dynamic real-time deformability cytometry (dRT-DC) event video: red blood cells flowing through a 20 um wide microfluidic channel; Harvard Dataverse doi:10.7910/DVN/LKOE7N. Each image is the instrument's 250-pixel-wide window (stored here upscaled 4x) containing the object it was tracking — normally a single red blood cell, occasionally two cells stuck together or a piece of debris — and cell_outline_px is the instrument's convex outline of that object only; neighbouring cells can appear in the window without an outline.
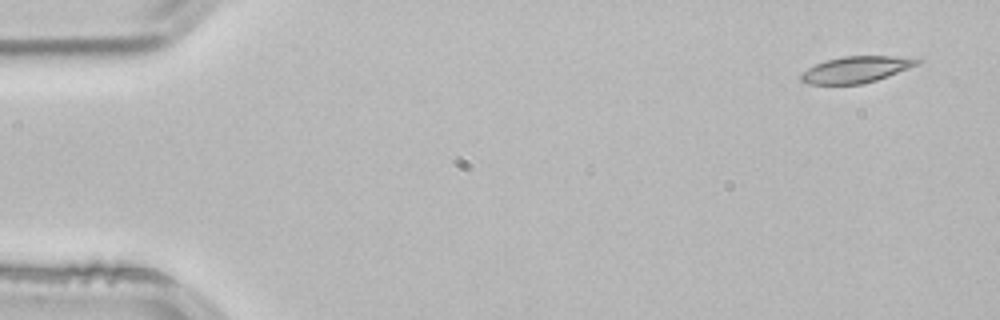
{"species": "common noctule bat (a hibernating species)", "species_latin": "Nyctalus noctula", "temperature_condition": "room temperature", "stored_images_in_passage": 3, "camera_frame_rate_fps": 3000, "um_per_image_px": 0.085, "animal": {"sex": "male", "body_mass_g": 21.5, "forearm_length_mm": 52.0}, "frame": {"image": 1, "passage_image": 1, "time_ms": 0.0, "image_size_px": [1000, 320], "cell_outline_px": [[924, 60], [920, 64], [876, 80], [860, 84], [808, 84], [800, 80], [800, 72], [824, 60], [844, 56], [888, 56]], "centroid_in_image_um": [72.72, 5.91], "position_along_channel_um": 12.3, "area_um2": 17.74}}
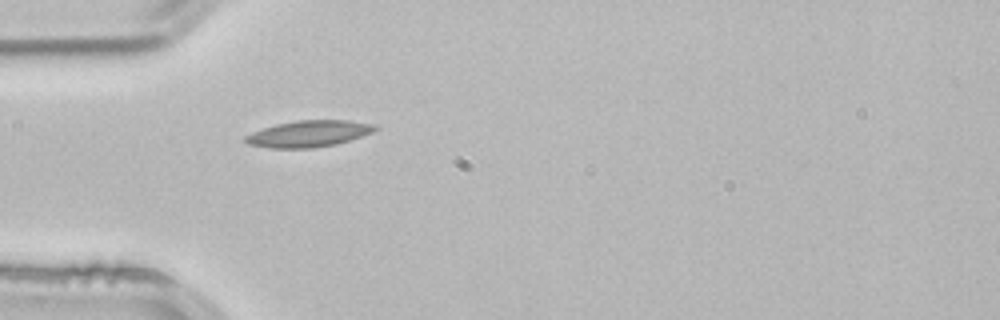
{"frame": {"image": 2, "passage_image": 3, "time_ms": 0.667, "image_size_px": [1000, 320], "cell_outline_px": [[380, 128], [372, 132], [336, 144], [312, 148], [268, 148], [248, 144], [244, 140], [244, 136], [252, 132], [276, 124], [296, 120], [348, 120], [376, 124]], "centroid_in_image_um": [26.24, 11.36], "position_along_channel_um": 58.8, "area_um2": 20.0}}